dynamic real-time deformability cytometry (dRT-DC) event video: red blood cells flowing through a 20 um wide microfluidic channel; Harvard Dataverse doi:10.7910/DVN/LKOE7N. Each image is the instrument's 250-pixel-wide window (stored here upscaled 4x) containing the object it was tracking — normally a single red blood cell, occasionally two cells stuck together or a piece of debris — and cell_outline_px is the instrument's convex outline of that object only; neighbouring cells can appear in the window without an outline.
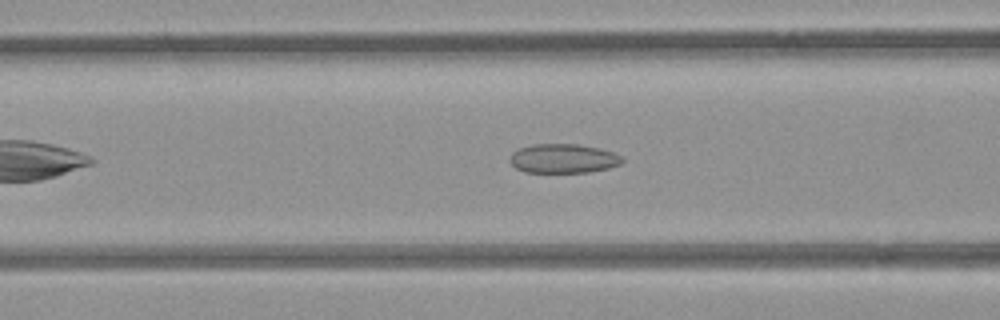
{"species": "common noctule bat (a hibernating species)", "species_latin": "Nyctalus noctula", "temperature_condition": "room temperature", "stored_images_in_passage": 43, "camera_frame_rate_fps": 3000, "um_per_image_px": 0.085, "animal": {"sex": "female", "body_mass_g": 21.9}, "frame": {"image": 1, "passage_image": 11, "time_ms": 3.333, "image_size_px": [1000, 320], "cell_outline_px": [[624, 160], [620, 164], [608, 168], [588, 172], [524, 172], [516, 168], [508, 160], [508, 156], [512, 152], [520, 148], [532, 144], [576, 144], [600, 148], [612, 152], [620, 156]], "centroid_in_image_um": [47.83, 13.47], "position_along_channel_um": 118.8, "area_um2": 19.13}}
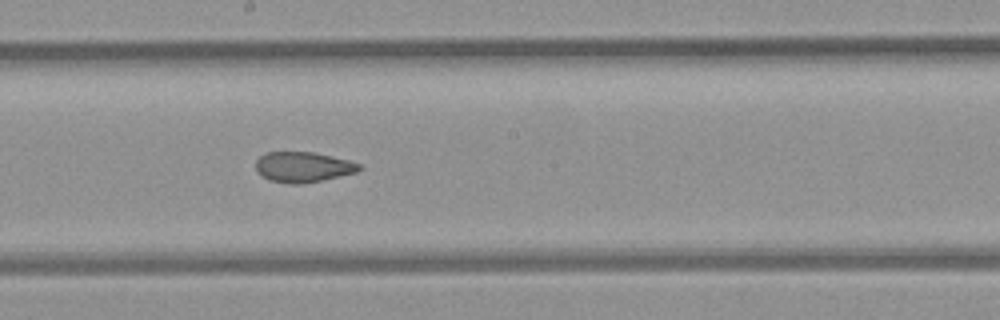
{"frame": {"image": 2, "passage_image": 19, "time_ms": 6.0, "image_size_px": [1000, 320], "cell_outline_px": [[360, 168], [356, 172], [324, 180], [304, 184], [288, 184], [268, 180], [256, 172], [256, 160], [260, 156], [268, 152], [312, 152], [332, 156], [348, 160], [360, 164]], "centroid_in_image_um": [25.72, 14.21], "position_along_channel_um": 222.5, "area_um2": 18.38}}
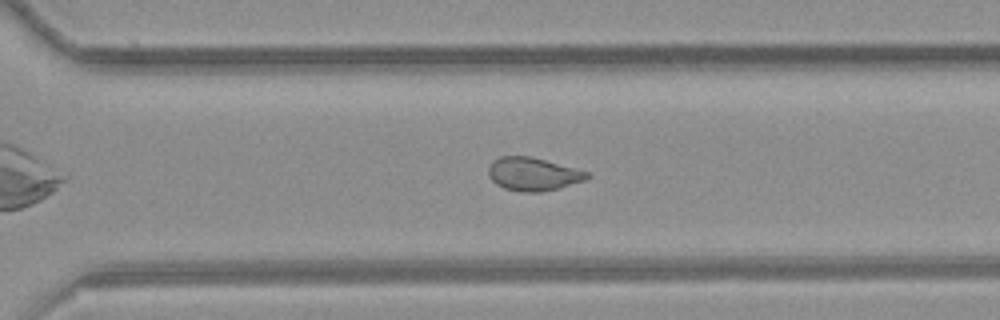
{"frame": {"image": 3, "passage_image": 27, "time_ms": 8.667, "image_size_px": [1000, 320], "cell_outline_px": [[592, 176], [588, 180], [540, 192], [520, 192], [504, 188], [496, 184], [488, 176], [488, 168], [500, 156], [528, 156], [544, 160], [588, 172]], "centroid_in_image_um": [45.32, 14.81], "position_along_channel_um": 325.3, "area_um2": 18.84}, "authors_computed_cell_mechanics": {"area_um2": 20.0566, "velocity_mm_per_s": 3.8834, "shape_relaxation_time_tau1_ms": null, "shape_relaxation_time_tau2_ms": 1.9815, "deformation_change_tau1": null, "deformation_change_tau2": 0.0818}}